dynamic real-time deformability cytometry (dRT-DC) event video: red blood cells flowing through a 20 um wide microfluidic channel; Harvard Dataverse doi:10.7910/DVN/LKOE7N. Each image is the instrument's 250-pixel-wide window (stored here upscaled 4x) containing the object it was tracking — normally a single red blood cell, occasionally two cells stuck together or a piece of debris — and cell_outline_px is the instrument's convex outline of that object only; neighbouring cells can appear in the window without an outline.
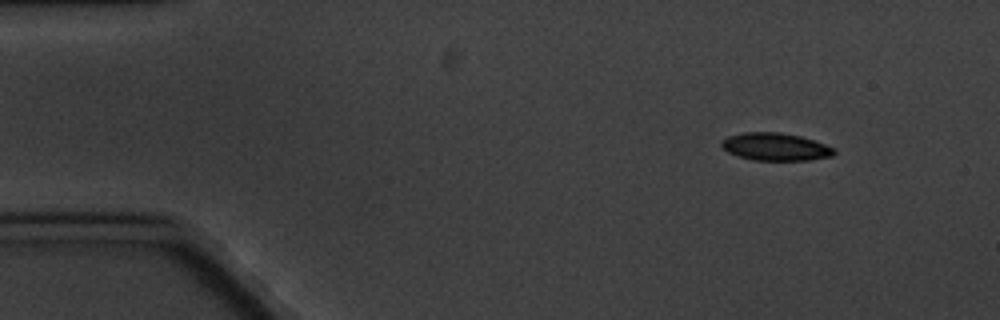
{"species": "common noctule bat (a hibernating species)", "species_latin": "Nyctalus noctula", "temperature_condition": "cold", "stored_images_in_passage": 3, "camera_frame_rate_fps": 3000, "um_per_image_px": 0.085, "animal": {"sex": "male", "body_mass_g": 20.1, "forearm_length_mm": 53.5}, "frame": {"image": 1, "passage_image": 1, "time_ms": 0.0, "image_size_px": [1000, 320], "cell_outline_px": [[836, 152], [832, 156], [808, 160], [752, 160], [728, 152], [720, 144], [720, 140], [728, 136], [744, 132], [780, 132], [800, 136], [836, 148]], "centroid_in_image_um": [65.91, 12.47], "position_along_channel_um": 19.1, "area_um2": 18.09}}